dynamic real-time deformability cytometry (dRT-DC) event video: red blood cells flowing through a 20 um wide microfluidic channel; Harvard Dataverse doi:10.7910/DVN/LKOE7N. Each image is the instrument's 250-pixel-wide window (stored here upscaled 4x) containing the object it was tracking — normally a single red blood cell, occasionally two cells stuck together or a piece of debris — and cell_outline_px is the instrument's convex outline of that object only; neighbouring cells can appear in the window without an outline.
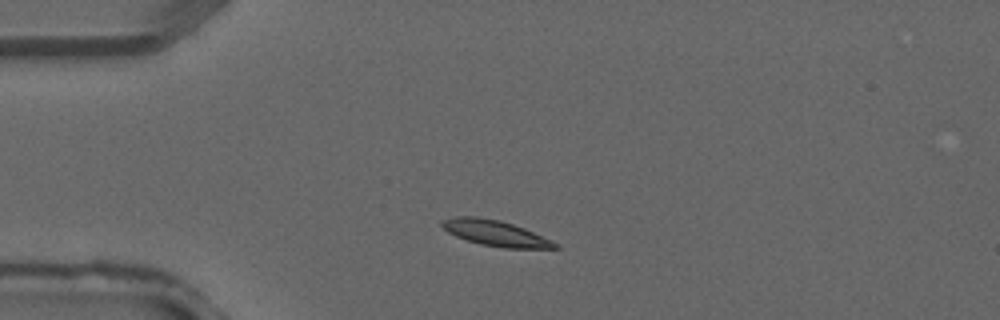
{"species": "common noctule bat (a hibernating species)", "species_latin": "Nyctalus noctula", "temperature_condition": "warm", "stored_images_in_passage": 1, "camera_frame_rate_fps": 3000, "um_per_image_px": 0.085, "animal": {"sex": "male", "forearm_length_mm": 52.5}, "frame": {"image": 1, "passage_image": 1, "time_ms": 0.0, "image_size_px": [1000, 320], "cell_outline_px": [[560, 248], [504, 248], [480, 244], [456, 236], [448, 232], [440, 224], [440, 220], [456, 216], [476, 216], [500, 220], [524, 228], [552, 240], [560, 244]], "centroid_in_image_um": [42.11, 19.81], "position_along_channel_um": 42.9, "area_um2": 16.94}}